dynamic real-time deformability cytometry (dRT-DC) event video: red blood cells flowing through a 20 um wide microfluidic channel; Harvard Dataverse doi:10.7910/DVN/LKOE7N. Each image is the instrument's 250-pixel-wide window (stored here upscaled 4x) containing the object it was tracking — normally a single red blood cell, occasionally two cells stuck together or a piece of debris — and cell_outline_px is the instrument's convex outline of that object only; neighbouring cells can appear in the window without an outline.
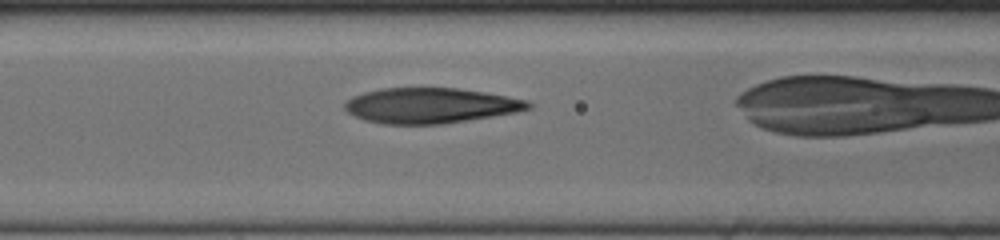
{"species": "human", "species_latin": "Homo sapiens", "temperature_condition": "cold", "stored_images_in_passage": 25, "camera_frame_rate_fps": 3000, "um_per_image_px": 0.085, "donor": {"sex": "female"}, "frame": {"image": 1, "passage_image": 4, "time_ms": 1.0, "image_size_px": [1000, 240], "cell_outline_px": [[532, 108], [516, 112], [492, 116], [440, 124], [384, 124], [364, 120], [348, 112], [344, 108], [344, 104], [352, 96], [364, 92], [380, 88], [460, 88], [484, 92], [528, 100], [532, 104]], "centroid_in_image_um": [36.58, 8.96], "position_along_channel_um": 130.0, "area_um2": 37.69}}
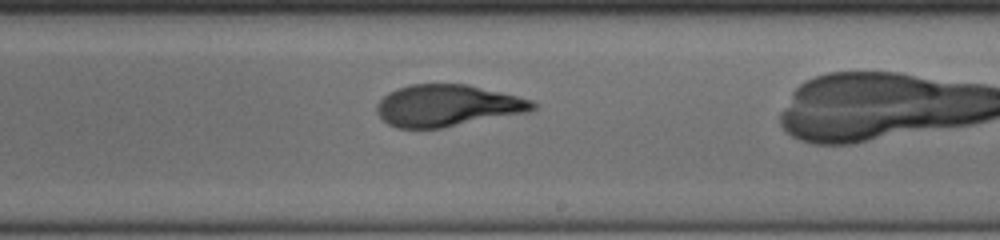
{"frame": {"image": 2, "passage_image": 14, "time_ms": 4.333, "image_size_px": [1000, 240], "cell_outline_px": [[536, 108], [528, 112], [440, 128], [396, 128], [388, 124], [376, 112], [376, 104], [388, 92], [396, 88], [412, 84], [468, 84], [532, 100], [536, 104]], "centroid_in_image_um": [37.99, 8.97], "position_along_channel_um": 251.0, "area_um2": 37.74}}
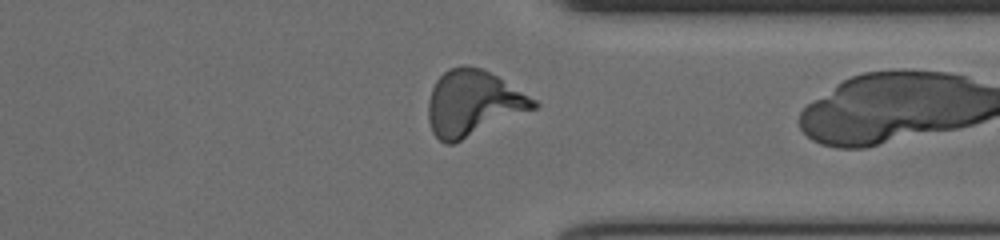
{"frame": {"image": 3, "passage_image": 24, "time_ms": 7.667, "image_size_px": [1000, 240], "cell_outline_px": [[540, 104], [536, 108], [452, 144], [444, 144], [432, 132], [428, 120], [428, 100], [432, 88], [436, 80], [448, 68], [460, 64], [468, 64], [480, 68], [496, 76], [536, 100]], "centroid_in_image_um": [40.17, 8.76], "position_along_channel_um": 371.2, "area_um2": 40.06}}